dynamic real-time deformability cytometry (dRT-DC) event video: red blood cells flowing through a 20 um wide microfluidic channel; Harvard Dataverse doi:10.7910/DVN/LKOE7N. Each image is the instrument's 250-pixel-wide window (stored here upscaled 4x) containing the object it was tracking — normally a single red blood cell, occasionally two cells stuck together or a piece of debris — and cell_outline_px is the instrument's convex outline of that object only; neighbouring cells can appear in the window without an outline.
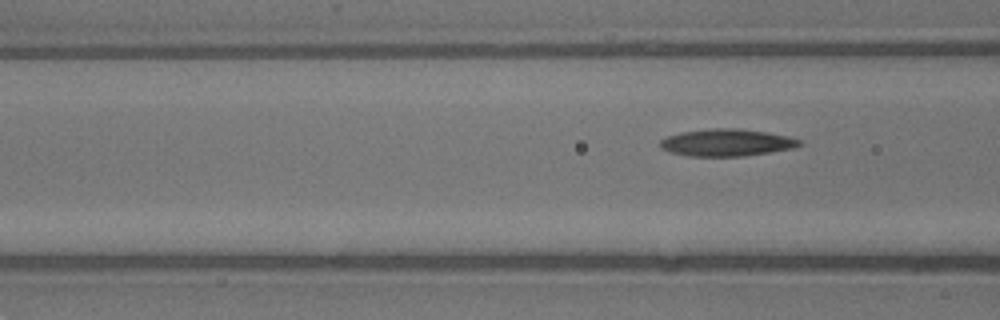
{"species": "common noctule bat (a hibernating species)", "species_latin": "Nyctalus noctula", "temperature_condition": "warm", "stored_images_in_passage": 7, "segment_of_instrument_passage": [2, 2], "camera_frame_rate_fps": 3000, "um_per_image_px": 0.085, "animal": {"sex": "male", "body_mass_g": 13.3}, "frame": {"image": 1, "passage_image": 7, "time_ms": 2.0, "image_size_px": [1000, 320], "cell_outline_px": [[804, 144], [792, 148], [744, 156], [688, 156], [668, 152], [660, 148], [660, 140], [668, 136], [680, 132], [712, 128], [736, 128], [764, 132], [788, 136], [800, 140]], "centroid_in_image_um": [61.72, 12.12], "position_along_channel_um": 104.9, "area_um2": 21.96}}